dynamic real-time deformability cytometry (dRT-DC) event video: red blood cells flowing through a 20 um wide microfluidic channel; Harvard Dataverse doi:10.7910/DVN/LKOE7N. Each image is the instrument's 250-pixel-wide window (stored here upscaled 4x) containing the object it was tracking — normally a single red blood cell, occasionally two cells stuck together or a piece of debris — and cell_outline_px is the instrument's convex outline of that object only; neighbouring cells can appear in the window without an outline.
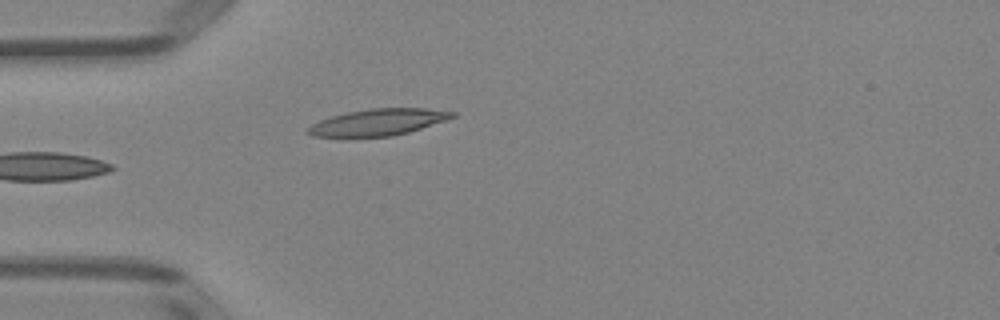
{"species": "Egyptian fruit bat (a non-hibernating species)", "species_latin": "Rousettus aegyptiacus", "temperature_condition": "room temperature", "stored_images_in_passage": 2, "camera_frame_rate_fps": 3000, "um_per_image_px": 0.085, "animal": {"sex": "female"}, "frame": {"image": 1, "passage_image": 2, "time_ms": 2.0, "image_size_px": [1000, 320], "cell_outline_px": [[456, 116], [448, 120], [408, 132], [392, 136], [312, 136], [308, 132], [308, 128], [312, 124], [320, 120], [332, 116], [348, 112], [372, 108], [424, 108], [456, 112]], "centroid_in_image_um": [32.21, 10.37], "position_along_channel_um": 52.8, "area_um2": 22.02}}